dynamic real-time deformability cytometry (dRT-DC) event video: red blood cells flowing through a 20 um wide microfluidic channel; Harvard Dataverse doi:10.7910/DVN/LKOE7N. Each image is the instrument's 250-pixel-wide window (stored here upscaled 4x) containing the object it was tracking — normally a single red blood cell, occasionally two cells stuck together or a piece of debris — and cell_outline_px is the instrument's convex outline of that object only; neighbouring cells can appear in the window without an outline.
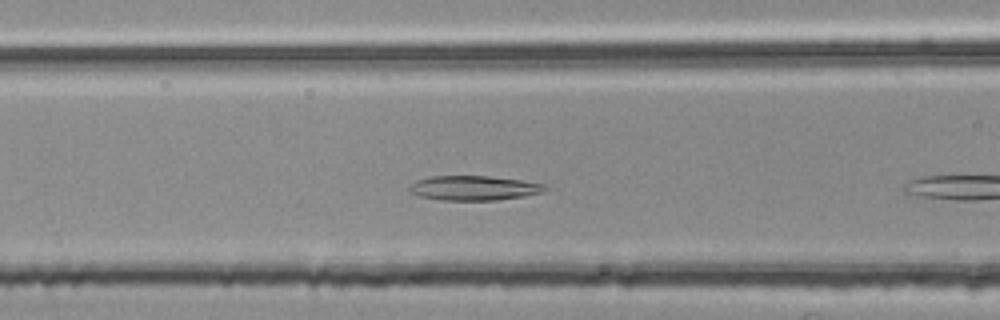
{"species": "common noctule bat (a hibernating species)", "species_latin": "Nyctalus noctula", "temperature_condition": "room temperature", "stored_images_in_passage": 7, "camera_frame_rate_fps": 3000, "um_per_image_px": 0.085, "animal": {"sex": "female", "body_mass_g": 25.1}, "frame": {"image": 1, "passage_image": 6, "time_ms": 1.667, "image_size_px": [1000, 320], "cell_outline_px": [[548, 188], [544, 192], [524, 196], [496, 200], [440, 200], [420, 196], [408, 192], [408, 188], [416, 180], [428, 176], [488, 176], [520, 180], [544, 184]], "centroid_in_image_um": [40.25, 15.98], "position_along_channel_um": 126.3, "area_um2": 19.48}}